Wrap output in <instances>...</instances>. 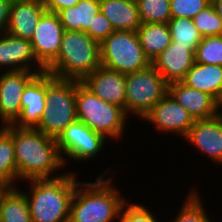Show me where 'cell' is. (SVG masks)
Here are the masks:
<instances>
[{"instance_id":"6da1fadb","label":"cell","mask_w":222,"mask_h":222,"mask_svg":"<svg viewBox=\"0 0 222 222\" xmlns=\"http://www.w3.org/2000/svg\"><path fill=\"white\" fill-rule=\"evenodd\" d=\"M4 129L13 137L17 164V181L50 179L66 167L58 150L56 138L36 128H18L12 124Z\"/></svg>"},{"instance_id":"7a4b0ae2","label":"cell","mask_w":222,"mask_h":222,"mask_svg":"<svg viewBox=\"0 0 222 222\" xmlns=\"http://www.w3.org/2000/svg\"><path fill=\"white\" fill-rule=\"evenodd\" d=\"M111 175L108 179L100 175L95 182L77 183L68 222H115L118 219L128 200L112 182L115 180L114 171Z\"/></svg>"},{"instance_id":"3957f363","label":"cell","mask_w":222,"mask_h":222,"mask_svg":"<svg viewBox=\"0 0 222 222\" xmlns=\"http://www.w3.org/2000/svg\"><path fill=\"white\" fill-rule=\"evenodd\" d=\"M73 171L50 179L28 180V201L32 222H68L78 177ZM26 192V193H25Z\"/></svg>"},{"instance_id":"277c9868","label":"cell","mask_w":222,"mask_h":222,"mask_svg":"<svg viewBox=\"0 0 222 222\" xmlns=\"http://www.w3.org/2000/svg\"><path fill=\"white\" fill-rule=\"evenodd\" d=\"M100 65V43L84 31L64 30L57 58L46 71L60 79L82 82Z\"/></svg>"},{"instance_id":"5b68a950","label":"cell","mask_w":222,"mask_h":222,"mask_svg":"<svg viewBox=\"0 0 222 222\" xmlns=\"http://www.w3.org/2000/svg\"><path fill=\"white\" fill-rule=\"evenodd\" d=\"M76 110L78 120L109 141H119L125 133L128 117L124 109L100 99L80 81H76Z\"/></svg>"},{"instance_id":"8992f818","label":"cell","mask_w":222,"mask_h":222,"mask_svg":"<svg viewBox=\"0 0 222 222\" xmlns=\"http://www.w3.org/2000/svg\"><path fill=\"white\" fill-rule=\"evenodd\" d=\"M46 108L37 130L57 138L77 120L76 81L54 77L46 71Z\"/></svg>"},{"instance_id":"52a82bcc","label":"cell","mask_w":222,"mask_h":222,"mask_svg":"<svg viewBox=\"0 0 222 222\" xmlns=\"http://www.w3.org/2000/svg\"><path fill=\"white\" fill-rule=\"evenodd\" d=\"M101 65L128 74L151 65L136 31H114L100 43Z\"/></svg>"},{"instance_id":"ba28073f","label":"cell","mask_w":222,"mask_h":222,"mask_svg":"<svg viewBox=\"0 0 222 222\" xmlns=\"http://www.w3.org/2000/svg\"><path fill=\"white\" fill-rule=\"evenodd\" d=\"M125 79L128 117L132 115L140 120L168 93V83L152 64L125 74Z\"/></svg>"},{"instance_id":"9c48e42d","label":"cell","mask_w":222,"mask_h":222,"mask_svg":"<svg viewBox=\"0 0 222 222\" xmlns=\"http://www.w3.org/2000/svg\"><path fill=\"white\" fill-rule=\"evenodd\" d=\"M106 140L102 134L94 132L78 119L70 123L56 138L64 165H67L68 159L83 162L97 157L102 153Z\"/></svg>"},{"instance_id":"30bf717a","label":"cell","mask_w":222,"mask_h":222,"mask_svg":"<svg viewBox=\"0 0 222 222\" xmlns=\"http://www.w3.org/2000/svg\"><path fill=\"white\" fill-rule=\"evenodd\" d=\"M153 124L155 131L165 134H177L185 137L193 126L194 118L188 111L167 93L155 106L141 119Z\"/></svg>"},{"instance_id":"8fae6325","label":"cell","mask_w":222,"mask_h":222,"mask_svg":"<svg viewBox=\"0 0 222 222\" xmlns=\"http://www.w3.org/2000/svg\"><path fill=\"white\" fill-rule=\"evenodd\" d=\"M63 32L57 13L46 11L41 16L30 42L37 61L45 69L57 58Z\"/></svg>"},{"instance_id":"7c38bea8","label":"cell","mask_w":222,"mask_h":222,"mask_svg":"<svg viewBox=\"0 0 222 222\" xmlns=\"http://www.w3.org/2000/svg\"><path fill=\"white\" fill-rule=\"evenodd\" d=\"M0 121L1 126L13 124L21 114V97L27 83L37 74L35 71H1Z\"/></svg>"},{"instance_id":"4fadbf2b","label":"cell","mask_w":222,"mask_h":222,"mask_svg":"<svg viewBox=\"0 0 222 222\" xmlns=\"http://www.w3.org/2000/svg\"><path fill=\"white\" fill-rule=\"evenodd\" d=\"M4 68L5 72L27 70L38 74L46 71L37 61L30 40L8 32L0 34V69Z\"/></svg>"},{"instance_id":"5bb4252c","label":"cell","mask_w":222,"mask_h":222,"mask_svg":"<svg viewBox=\"0 0 222 222\" xmlns=\"http://www.w3.org/2000/svg\"><path fill=\"white\" fill-rule=\"evenodd\" d=\"M192 146L197 147L204 156H208L213 163L222 166V114L195 120L193 126L183 138Z\"/></svg>"},{"instance_id":"9a60e30c","label":"cell","mask_w":222,"mask_h":222,"mask_svg":"<svg viewBox=\"0 0 222 222\" xmlns=\"http://www.w3.org/2000/svg\"><path fill=\"white\" fill-rule=\"evenodd\" d=\"M82 83L97 97L120 106L126 113L125 74L100 65Z\"/></svg>"},{"instance_id":"2e32d148","label":"cell","mask_w":222,"mask_h":222,"mask_svg":"<svg viewBox=\"0 0 222 222\" xmlns=\"http://www.w3.org/2000/svg\"><path fill=\"white\" fill-rule=\"evenodd\" d=\"M46 71L36 74L25 86L21 114L12 124L18 128H36L46 108Z\"/></svg>"},{"instance_id":"e0dca14e","label":"cell","mask_w":222,"mask_h":222,"mask_svg":"<svg viewBox=\"0 0 222 222\" xmlns=\"http://www.w3.org/2000/svg\"><path fill=\"white\" fill-rule=\"evenodd\" d=\"M168 93L194 120L208 119L220 113V103L213 96L190 88L182 81L169 83Z\"/></svg>"},{"instance_id":"ac0fdd59","label":"cell","mask_w":222,"mask_h":222,"mask_svg":"<svg viewBox=\"0 0 222 222\" xmlns=\"http://www.w3.org/2000/svg\"><path fill=\"white\" fill-rule=\"evenodd\" d=\"M194 63L195 53L188 46L177 45V42H171L151 62L168 84L175 81H182Z\"/></svg>"},{"instance_id":"d6986e66","label":"cell","mask_w":222,"mask_h":222,"mask_svg":"<svg viewBox=\"0 0 222 222\" xmlns=\"http://www.w3.org/2000/svg\"><path fill=\"white\" fill-rule=\"evenodd\" d=\"M46 11L43 0H13L6 32L30 40Z\"/></svg>"},{"instance_id":"ffe728a7","label":"cell","mask_w":222,"mask_h":222,"mask_svg":"<svg viewBox=\"0 0 222 222\" xmlns=\"http://www.w3.org/2000/svg\"><path fill=\"white\" fill-rule=\"evenodd\" d=\"M188 87L222 100V66L195 62L182 80Z\"/></svg>"},{"instance_id":"44dd1931","label":"cell","mask_w":222,"mask_h":222,"mask_svg":"<svg viewBox=\"0 0 222 222\" xmlns=\"http://www.w3.org/2000/svg\"><path fill=\"white\" fill-rule=\"evenodd\" d=\"M100 11L115 31H137L142 25L137 4L125 0H99Z\"/></svg>"},{"instance_id":"7402d4cb","label":"cell","mask_w":222,"mask_h":222,"mask_svg":"<svg viewBox=\"0 0 222 222\" xmlns=\"http://www.w3.org/2000/svg\"><path fill=\"white\" fill-rule=\"evenodd\" d=\"M99 11V0H80L76 6L62 9L57 14L64 30L86 32L93 28L94 16Z\"/></svg>"},{"instance_id":"603a6c76","label":"cell","mask_w":222,"mask_h":222,"mask_svg":"<svg viewBox=\"0 0 222 222\" xmlns=\"http://www.w3.org/2000/svg\"><path fill=\"white\" fill-rule=\"evenodd\" d=\"M136 32L143 51L150 62L172 42L167 23H142Z\"/></svg>"},{"instance_id":"cb8c5ba5","label":"cell","mask_w":222,"mask_h":222,"mask_svg":"<svg viewBox=\"0 0 222 222\" xmlns=\"http://www.w3.org/2000/svg\"><path fill=\"white\" fill-rule=\"evenodd\" d=\"M19 187L0 190V222H32L25 194Z\"/></svg>"},{"instance_id":"d4e9b609","label":"cell","mask_w":222,"mask_h":222,"mask_svg":"<svg viewBox=\"0 0 222 222\" xmlns=\"http://www.w3.org/2000/svg\"><path fill=\"white\" fill-rule=\"evenodd\" d=\"M16 180L17 164L13 137L4 126H0V187L14 188Z\"/></svg>"},{"instance_id":"484cf974","label":"cell","mask_w":222,"mask_h":222,"mask_svg":"<svg viewBox=\"0 0 222 222\" xmlns=\"http://www.w3.org/2000/svg\"><path fill=\"white\" fill-rule=\"evenodd\" d=\"M167 24L172 42H177V45L188 46L195 53L203 36L194 25L193 20L186 17H171Z\"/></svg>"},{"instance_id":"4316f807","label":"cell","mask_w":222,"mask_h":222,"mask_svg":"<svg viewBox=\"0 0 222 222\" xmlns=\"http://www.w3.org/2000/svg\"><path fill=\"white\" fill-rule=\"evenodd\" d=\"M188 191L182 207L175 218L171 222H212L207 215L205 207L202 204V196L197 193V189Z\"/></svg>"},{"instance_id":"83f0119b","label":"cell","mask_w":222,"mask_h":222,"mask_svg":"<svg viewBox=\"0 0 222 222\" xmlns=\"http://www.w3.org/2000/svg\"><path fill=\"white\" fill-rule=\"evenodd\" d=\"M142 23H168L171 19L170 0H139Z\"/></svg>"},{"instance_id":"f1b7e54d","label":"cell","mask_w":222,"mask_h":222,"mask_svg":"<svg viewBox=\"0 0 222 222\" xmlns=\"http://www.w3.org/2000/svg\"><path fill=\"white\" fill-rule=\"evenodd\" d=\"M195 62L222 66V36L203 37L195 52Z\"/></svg>"},{"instance_id":"f546056e","label":"cell","mask_w":222,"mask_h":222,"mask_svg":"<svg viewBox=\"0 0 222 222\" xmlns=\"http://www.w3.org/2000/svg\"><path fill=\"white\" fill-rule=\"evenodd\" d=\"M192 20L203 37L222 36V20L212 4L201 10Z\"/></svg>"},{"instance_id":"4dcf8cb0","label":"cell","mask_w":222,"mask_h":222,"mask_svg":"<svg viewBox=\"0 0 222 222\" xmlns=\"http://www.w3.org/2000/svg\"><path fill=\"white\" fill-rule=\"evenodd\" d=\"M211 0H170L171 17L193 19Z\"/></svg>"},{"instance_id":"1f68e13d","label":"cell","mask_w":222,"mask_h":222,"mask_svg":"<svg viewBox=\"0 0 222 222\" xmlns=\"http://www.w3.org/2000/svg\"><path fill=\"white\" fill-rule=\"evenodd\" d=\"M156 218L153 212L144 205L127 201L121 208V213L117 220L119 222H159Z\"/></svg>"},{"instance_id":"d6a6232c","label":"cell","mask_w":222,"mask_h":222,"mask_svg":"<svg viewBox=\"0 0 222 222\" xmlns=\"http://www.w3.org/2000/svg\"><path fill=\"white\" fill-rule=\"evenodd\" d=\"M115 30L107 19V17L99 11L94 16L93 28H89L86 33L98 43H101L106 37H108Z\"/></svg>"},{"instance_id":"836d02e7","label":"cell","mask_w":222,"mask_h":222,"mask_svg":"<svg viewBox=\"0 0 222 222\" xmlns=\"http://www.w3.org/2000/svg\"><path fill=\"white\" fill-rule=\"evenodd\" d=\"M80 0H43L45 9L48 12L58 13L62 9L76 6Z\"/></svg>"},{"instance_id":"e575fe53","label":"cell","mask_w":222,"mask_h":222,"mask_svg":"<svg viewBox=\"0 0 222 222\" xmlns=\"http://www.w3.org/2000/svg\"><path fill=\"white\" fill-rule=\"evenodd\" d=\"M13 0H0V34L6 32Z\"/></svg>"},{"instance_id":"d590c367","label":"cell","mask_w":222,"mask_h":222,"mask_svg":"<svg viewBox=\"0 0 222 222\" xmlns=\"http://www.w3.org/2000/svg\"><path fill=\"white\" fill-rule=\"evenodd\" d=\"M211 4L222 20V0H211Z\"/></svg>"},{"instance_id":"8d00e7d4","label":"cell","mask_w":222,"mask_h":222,"mask_svg":"<svg viewBox=\"0 0 222 222\" xmlns=\"http://www.w3.org/2000/svg\"><path fill=\"white\" fill-rule=\"evenodd\" d=\"M125 1L137 4L139 0H125Z\"/></svg>"},{"instance_id":"74e56055","label":"cell","mask_w":222,"mask_h":222,"mask_svg":"<svg viewBox=\"0 0 222 222\" xmlns=\"http://www.w3.org/2000/svg\"><path fill=\"white\" fill-rule=\"evenodd\" d=\"M220 110H222V100L220 101ZM220 113L222 114V111Z\"/></svg>"}]
</instances>
